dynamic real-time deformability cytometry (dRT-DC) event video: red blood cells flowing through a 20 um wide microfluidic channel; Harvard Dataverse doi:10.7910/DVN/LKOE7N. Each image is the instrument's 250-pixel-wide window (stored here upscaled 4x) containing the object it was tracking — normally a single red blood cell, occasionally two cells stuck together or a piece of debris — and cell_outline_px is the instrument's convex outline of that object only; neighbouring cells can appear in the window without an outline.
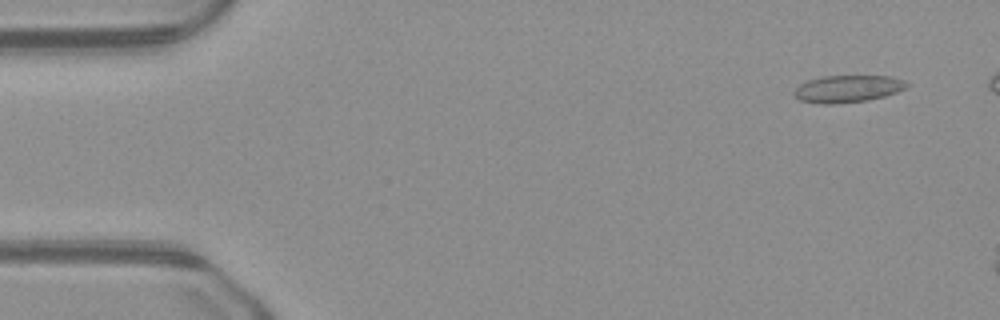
{"species": "common noctule bat (a hibernating species)", "species_latin": "Nyctalus noctula", "temperature_condition": "warm", "stored_images_in_passage": 9, "camera_frame_rate_fps": 3000, "um_per_image_px": 0.085, "animal": {"sex": "male", "body_mass_g": 23.1, "forearm_length_mm": 52.7}, "frame": {"image": 1, "passage_image": 3, "time_ms": 0.667, "image_size_px": [1000, 320], "cell_outline_px": [[908, 84], [904, 88], [896, 92], [884, 96], [868, 100], [840, 104], [820, 104], [800, 100], [792, 96], [792, 92], [800, 84], [808, 80], [824, 76], [892, 76], [904, 80]], "centroid_in_image_um": [72.01, 7.56], "position_along_channel_um": 13.0, "area_um2": 17.92}}